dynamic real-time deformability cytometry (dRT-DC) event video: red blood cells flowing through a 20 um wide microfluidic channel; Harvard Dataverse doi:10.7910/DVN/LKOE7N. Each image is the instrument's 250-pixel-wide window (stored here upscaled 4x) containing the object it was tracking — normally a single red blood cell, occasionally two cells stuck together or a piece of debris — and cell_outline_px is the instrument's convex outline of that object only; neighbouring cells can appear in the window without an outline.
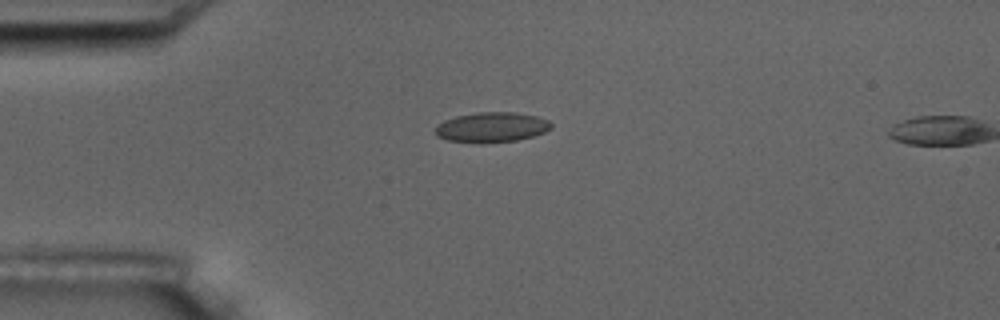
{"species": "common noctule bat (a hibernating species)", "species_latin": "Nyctalus noctula", "temperature_condition": "room temperature", "stored_images_in_passage": 5, "camera_frame_rate_fps": 3000, "um_per_image_px": 0.085, "animal": {"sex": "male", "body_mass_g": 17.5, "forearm_length_mm": 52.3}, "frame": {"image": 1, "passage_image": 4, "time_ms": 4.333, "image_size_px": [1000, 320], "cell_outline_px": [[552, 128], [544, 132], [532, 136], [516, 140], [484, 144], [480, 144], [448, 140], [436, 136], [436, 128], [444, 120], [456, 116], [476, 112], [516, 112], [536, 116], [548, 120], [552, 124]], "centroid_in_image_um": [41.79, 10.82], "position_along_channel_um": 43.2, "area_um2": 20.4}}